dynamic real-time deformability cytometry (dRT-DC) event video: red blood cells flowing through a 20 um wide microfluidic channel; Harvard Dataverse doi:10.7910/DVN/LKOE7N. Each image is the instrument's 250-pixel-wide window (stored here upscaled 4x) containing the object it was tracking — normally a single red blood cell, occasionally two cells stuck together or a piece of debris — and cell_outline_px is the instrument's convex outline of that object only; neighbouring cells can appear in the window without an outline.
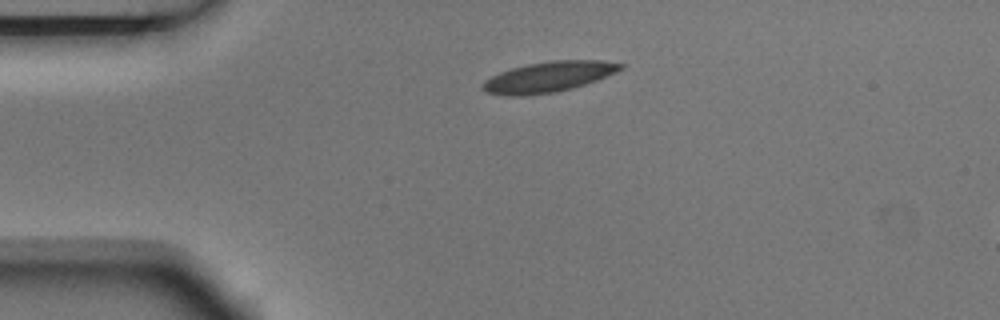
{"species": "Egyptian fruit bat (a non-hibernating species)", "species_latin": "Rousettus aegyptiacus", "temperature_condition": "room temperature", "stored_images_in_passage": 3, "camera_frame_rate_fps": 3000, "um_per_image_px": 0.085, "animal": {"sex": "male"}, "frame": {"image": 1, "passage_image": 1, "time_ms": 0.0, "image_size_px": [1000, 320], "cell_outline_px": [[624, 68], [616, 72], [596, 80], [572, 88], [556, 92], [520, 96], [504, 96], [488, 92], [480, 88], [480, 84], [484, 80], [500, 72], [512, 68], [528, 64], [552, 60], [604, 60], [624, 64]], "centroid_in_image_um": [46.61, 6.53], "position_along_channel_um": 38.4, "area_um2": 24.51}}
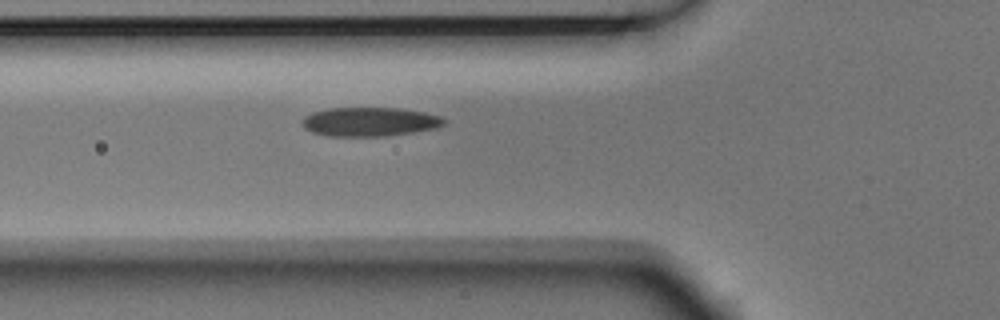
{"frame": {"image": 2, "passage_image": 3, "time_ms": 0.667, "image_size_px": [1000, 320], "cell_outline_px": [[448, 120], [444, 124], [436, 128], [412, 132], [384, 136], [328, 136], [312, 132], [304, 128], [300, 124], [300, 120], [304, 116], [312, 112], [328, 108], [396, 108], [424, 112], [440, 116]], "centroid_in_image_um": [31.38, 10.35], "position_along_channel_um": 94.4, "area_um2": 24.1}}